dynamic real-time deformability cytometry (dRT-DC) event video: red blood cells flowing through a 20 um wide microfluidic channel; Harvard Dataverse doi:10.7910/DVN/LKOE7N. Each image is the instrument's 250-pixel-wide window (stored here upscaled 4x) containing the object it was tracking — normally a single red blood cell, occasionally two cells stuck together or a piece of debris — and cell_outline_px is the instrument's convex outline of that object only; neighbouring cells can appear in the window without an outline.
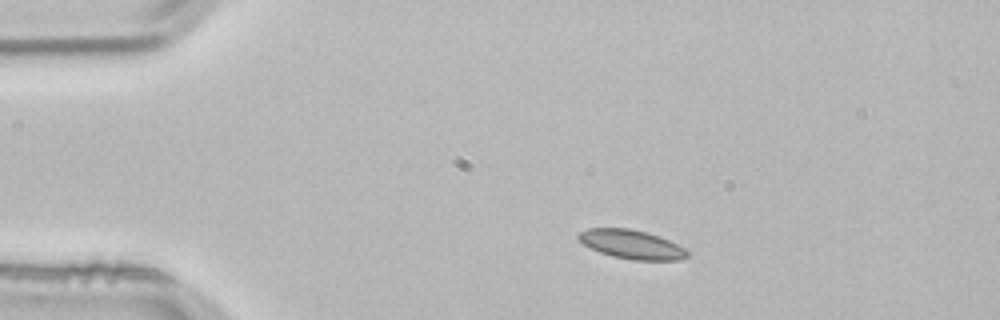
{"species": "common noctule bat (a hibernating species)", "species_latin": "Nyctalus noctula", "temperature_condition": "room temperature", "stored_images_in_passage": 2, "camera_frame_rate_fps": 3000, "um_per_image_px": 0.085, "animal": {"sex": "male", "body_mass_g": 21.5, "forearm_length_mm": 52.0}, "frame": {"image": 1, "passage_image": 1, "time_ms": 0.0, "image_size_px": [1000, 320], "cell_outline_px": [[688, 256], [680, 260], [632, 260], [612, 256], [600, 252], [584, 244], [576, 236], [580, 232], [588, 228], [628, 228], [648, 232], [660, 236], [684, 248], [688, 252]], "centroid_in_image_um": [53.69, 20.77], "position_along_channel_um": 31.3, "area_um2": 18.26}}